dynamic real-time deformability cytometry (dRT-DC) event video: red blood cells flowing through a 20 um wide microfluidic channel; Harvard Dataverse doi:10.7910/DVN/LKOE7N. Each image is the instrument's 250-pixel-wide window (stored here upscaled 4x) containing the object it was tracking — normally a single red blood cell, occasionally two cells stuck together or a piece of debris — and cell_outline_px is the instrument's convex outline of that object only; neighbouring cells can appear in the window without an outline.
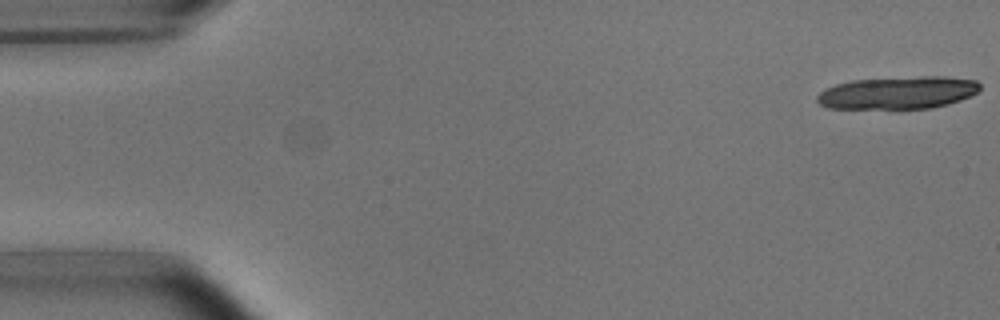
{"species": "common noctule bat (a hibernating species)", "species_latin": "Nyctalus noctula", "temperature_condition": "room temperature", "stored_images_in_passage": 7, "camera_frame_rate_fps": 3000, "um_per_image_px": 0.085, "animal": {"sex": "male", "body_mass_g": 15.6}, "frame": {"image": 1, "passage_image": 1, "time_ms": 0.0, "image_size_px": [1000, 320], "cell_outline_px": [[980, 92], [960, 100], [948, 104], [932, 108], [828, 108], [820, 104], [816, 100], [816, 96], [820, 92], [836, 84], [852, 80], [920, 76], [944, 76], [976, 80], [980, 84]], "centroid_in_image_um": [76.36, 7.87], "position_along_channel_um": 8.6, "area_um2": 30.92}}
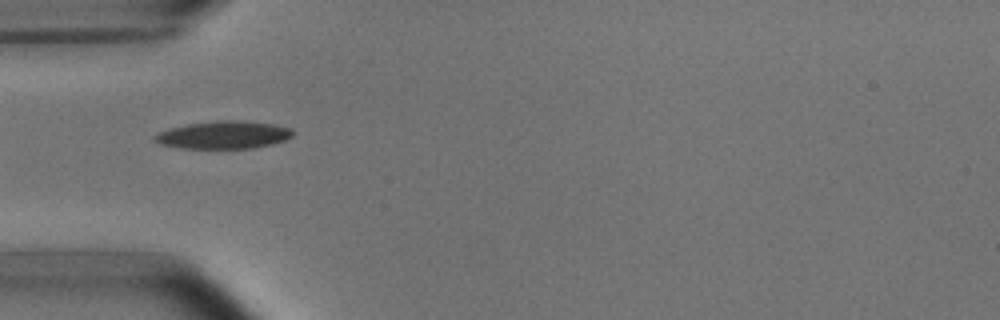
{"frame": {"image": 2, "passage_image": 5, "time_ms": 5.333, "image_size_px": [1000, 320], "cell_outline_px": [[292, 136], [284, 140], [272, 144], [256, 148], [180, 148], [160, 144], [152, 140], [152, 136], [156, 132], [168, 128], [188, 124], [216, 120], [244, 120], [272, 124], [292, 128]], "centroid_in_image_um": [18.95, 11.46], "position_along_channel_um": 66.1, "area_um2": 22.54}}
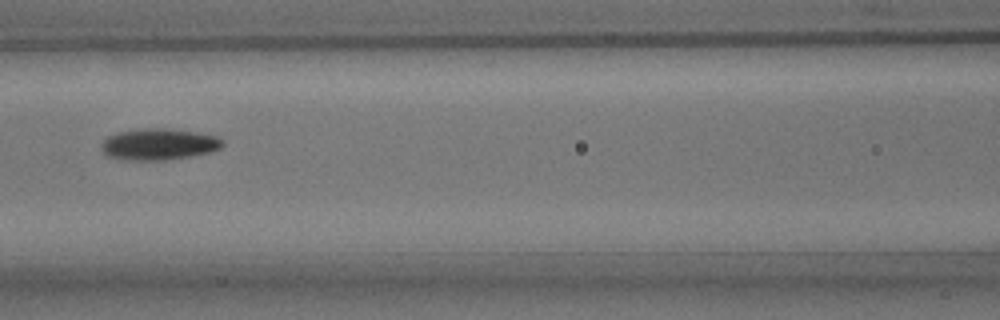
{"frame": {"image": 3, "passage_image": 7, "time_ms": 7.667, "image_size_px": [1000, 320], "cell_outline_px": [[224, 144], [220, 148], [212, 152], [192, 156], [164, 160], [128, 160], [108, 156], [100, 148], [100, 144], [108, 136], [120, 132], [144, 128], [164, 128], [192, 132], [216, 136], [224, 140]], "centroid_in_image_um": [13.51, 12.27], "position_along_channel_um": 153.1, "area_um2": 22.08}}